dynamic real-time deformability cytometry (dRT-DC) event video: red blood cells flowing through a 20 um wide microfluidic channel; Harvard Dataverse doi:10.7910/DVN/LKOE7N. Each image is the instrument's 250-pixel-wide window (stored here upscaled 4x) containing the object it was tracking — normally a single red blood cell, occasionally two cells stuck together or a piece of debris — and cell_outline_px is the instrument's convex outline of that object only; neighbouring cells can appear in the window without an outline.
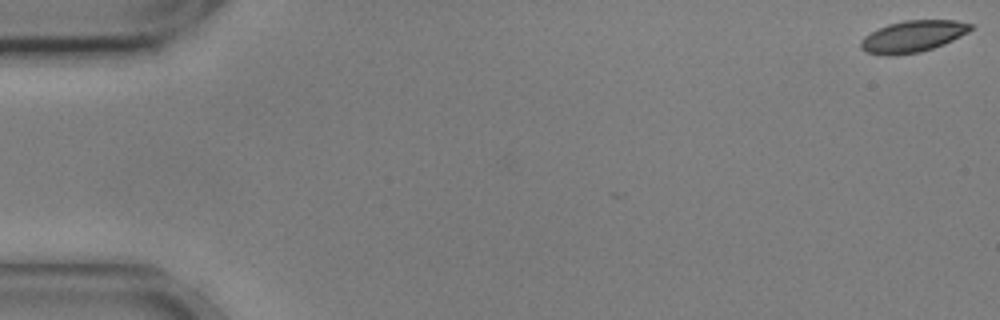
{"species": "common noctule bat (a hibernating species)", "species_latin": "Nyctalus noctula", "temperature_condition": "cold", "stored_images_in_passage": 7, "camera_frame_rate_fps": 3000, "um_per_image_px": 0.085, "animal": {"sex": "male", "body_mass_g": 17.9, "forearm_length_mm": 54.2}, "frame": {"image": 1, "passage_image": 1, "time_ms": 0.0, "image_size_px": [1000, 320], "cell_outline_px": [[972, 28], [968, 32], [944, 44], [920, 52], [896, 56], [888, 56], [868, 52], [860, 48], [860, 40], [864, 36], [888, 24], [904, 20], [956, 20], [972, 24]], "centroid_in_image_um": [77.57, 3.1], "position_along_channel_um": 7.4, "area_um2": 20.17}}